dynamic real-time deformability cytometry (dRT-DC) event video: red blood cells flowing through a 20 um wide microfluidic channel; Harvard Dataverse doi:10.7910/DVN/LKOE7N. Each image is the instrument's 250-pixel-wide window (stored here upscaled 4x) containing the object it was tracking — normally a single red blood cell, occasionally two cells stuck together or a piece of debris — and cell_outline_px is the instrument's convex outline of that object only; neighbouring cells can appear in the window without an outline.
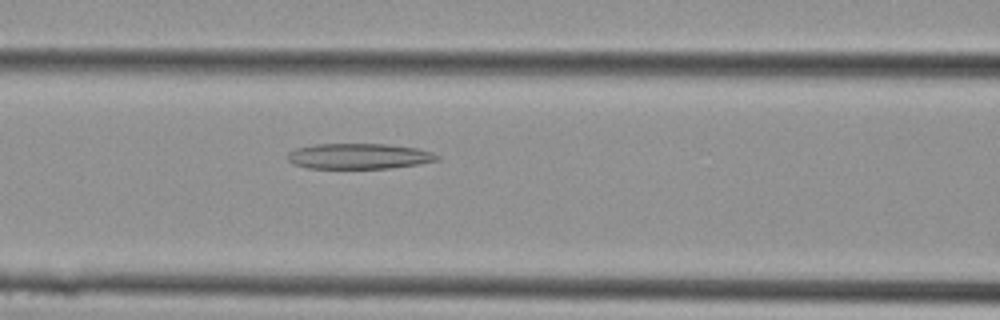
{"species": "Egyptian fruit bat (a non-hibernating species)", "species_latin": "Rousettus aegyptiacus", "temperature_condition": "cold", "stored_images_in_passage": 22, "camera_frame_rate_fps": 3000, "um_per_image_px": 0.085, "animal": {"sex": "female"}, "frame": {"image": 1, "passage_image": 6, "time_ms": 1.667, "image_size_px": [1000, 320], "cell_outline_px": [[440, 160], [420, 164], [392, 168], [308, 168], [292, 164], [288, 160], [288, 152], [296, 148], [316, 144], [388, 144], [416, 148], [432, 152], [440, 156]], "centroid_in_image_um": [30.53, 13.28], "position_along_channel_um": 136.1, "area_um2": 22.37}}
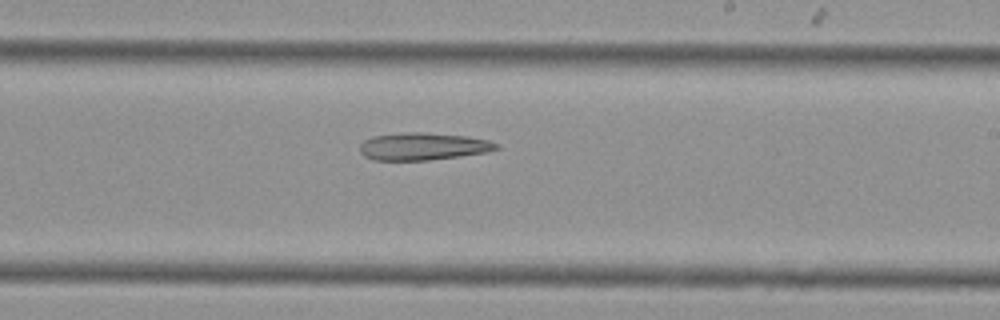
{"frame": {"image": 2, "passage_image": 11, "time_ms": 3.333, "image_size_px": [1000, 320], "cell_outline_px": [[500, 148], [488, 152], [460, 156], [428, 160], [372, 160], [364, 156], [360, 152], [360, 144], [364, 140], [372, 136], [404, 132], [424, 132], [464, 136], [488, 140], [500, 144]], "centroid_in_image_um": [35.95, 12.44], "position_along_channel_um": 253.1, "area_um2": 21.91}}
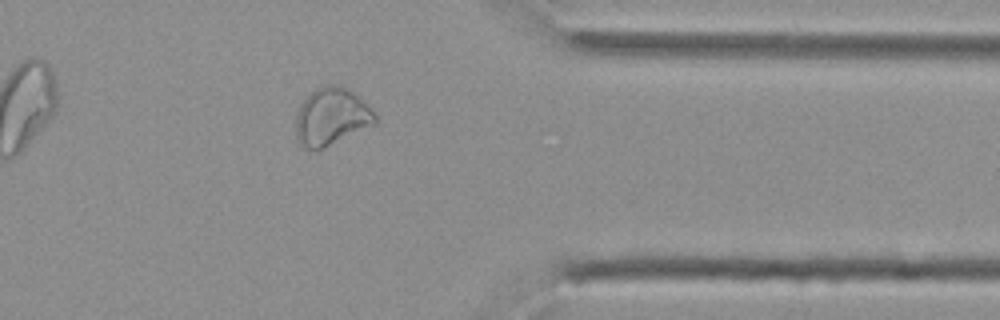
{"frame": {"image": 3, "passage_image": 17, "time_ms": 5.333, "image_size_px": [1000, 320], "cell_outline_px": [[376, 124], [316, 152], [300, 148], [296, 136], [296, 116], [300, 104], [316, 88], [324, 84], [340, 84], [348, 88], [360, 96], [372, 108], [376, 116]], "centroid_in_image_um": [28.17, 9.94], "position_along_channel_um": 383.2, "area_um2": 27.28}}